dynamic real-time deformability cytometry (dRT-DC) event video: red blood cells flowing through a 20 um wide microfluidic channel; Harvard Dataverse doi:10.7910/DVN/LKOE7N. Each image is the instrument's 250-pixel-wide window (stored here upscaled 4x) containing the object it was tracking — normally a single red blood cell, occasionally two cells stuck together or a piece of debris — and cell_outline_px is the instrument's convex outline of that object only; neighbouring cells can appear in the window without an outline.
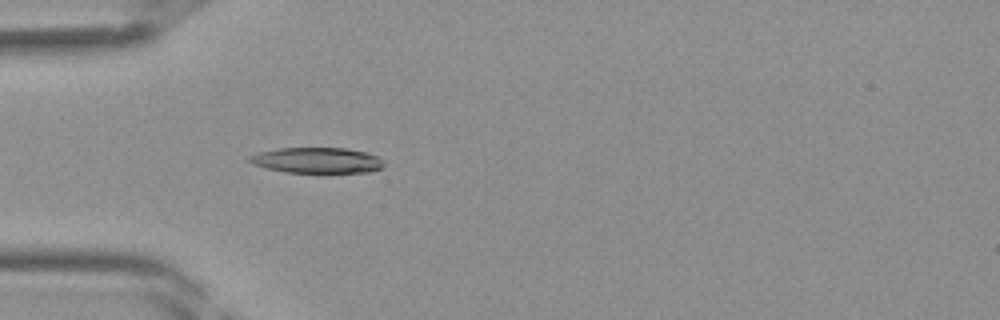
{"species": "Egyptian fruit bat (a non-hibernating species)", "species_latin": "Rousettus aegyptiacus", "temperature_condition": "room temperature", "stored_images_in_passage": 39, "camera_frame_rate_fps": 3000, "um_per_image_px": 0.085, "frame": {"image": 1, "passage_image": 10, "time_ms": 3.0, "image_size_px": [1000, 320], "cell_outline_px": [[384, 164], [380, 168], [368, 172], [284, 172], [252, 164], [248, 160], [248, 156], [260, 152], [280, 148], [344, 148], [368, 152], [380, 156]], "centroid_in_image_um": [26.96, 13.62], "position_along_channel_um": 58.0, "area_um2": 20.0}}
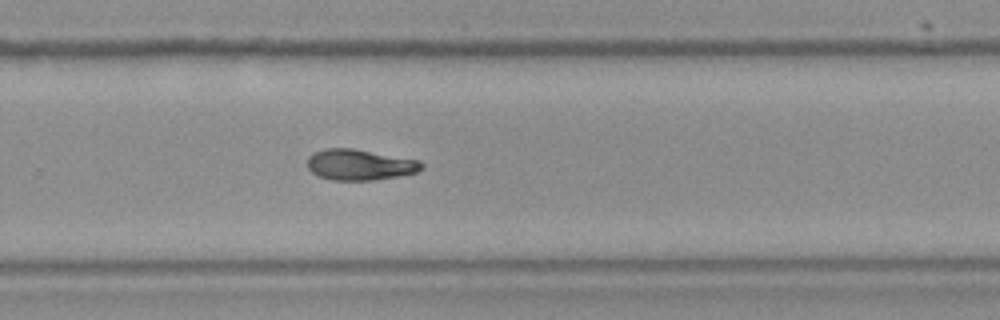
{"frame": {"image": 2, "passage_image": 25, "time_ms": 8.0, "image_size_px": [1000, 320], "cell_outline_px": [[424, 168], [416, 172], [396, 176], [372, 180], [332, 180], [320, 176], [312, 172], [308, 168], [308, 156], [312, 152], [324, 148], [352, 148], [420, 160], [424, 164]], "centroid_in_image_um": [30.57, 13.99], "position_along_channel_um": 299.2, "area_um2": 20.52}}
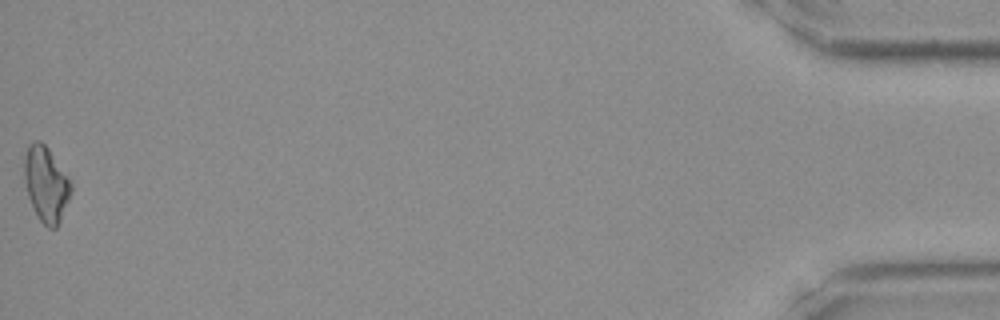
{"frame": {"image": 3, "passage_image": 39, "time_ms": 12.667, "image_size_px": [1000, 320], "cell_outline_px": [[72, 192], [60, 220], [56, 228], [48, 228], [36, 216], [28, 196], [24, 176], [24, 160], [28, 144], [32, 140], [40, 140], [48, 148], [68, 176], [72, 184]], "centroid_in_image_um": [3.91, 15.63], "position_along_channel_um": 431.3, "area_um2": 20.52}}